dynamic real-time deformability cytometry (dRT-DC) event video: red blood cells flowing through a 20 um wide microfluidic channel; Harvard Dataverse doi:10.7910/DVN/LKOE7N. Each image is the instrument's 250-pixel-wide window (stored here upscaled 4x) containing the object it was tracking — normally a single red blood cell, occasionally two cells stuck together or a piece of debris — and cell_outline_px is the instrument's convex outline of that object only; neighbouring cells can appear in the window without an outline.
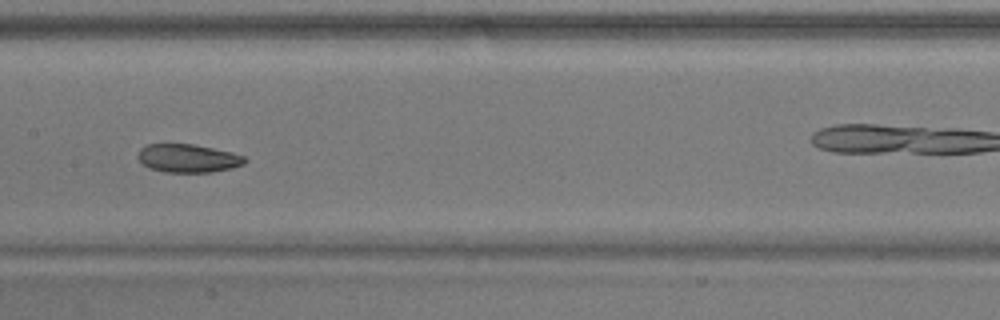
{"species": "common noctule bat (a hibernating species)", "species_latin": "Nyctalus noctula", "temperature_condition": "warm", "stored_images_in_passage": 23, "camera_frame_rate_fps": 3000, "um_per_image_px": 0.085, "animal": {"sex": "male", "body_mass_g": 17.9}, "frame": {"image": 1, "passage_image": 10, "time_ms": 3.0, "image_size_px": [1000, 320], "cell_outline_px": [[248, 160], [244, 164], [232, 168], [212, 172], [164, 172], [148, 168], [136, 156], [140, 148], [148, 144], [192, 144], [232, 152], [244, 156]], "centroid_in_image_um": [15.98, 13.46], "position_along_channel_um": 191.4, "area_um2": 17.69}}
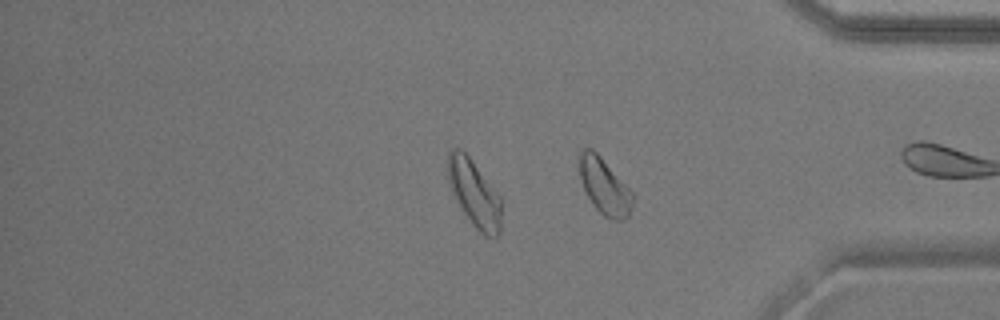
{"frame": {"image": 2, "passage_image": 23, "time_ms": 7.333, "image_size_px": [1000, 320], "cell_outline_px": [[636, 200], [628, 216], [620, 220], [612, 220], [604, 216], [592, 204], [584, 188], [580, 176], [580, 152], [584, 148], [592, 148], [600, 156], [636, 196]], "centroid_in_image_um": [51.42, 15.87], "position_along_channel_um": 383.8, "area_um2": 17.28}}